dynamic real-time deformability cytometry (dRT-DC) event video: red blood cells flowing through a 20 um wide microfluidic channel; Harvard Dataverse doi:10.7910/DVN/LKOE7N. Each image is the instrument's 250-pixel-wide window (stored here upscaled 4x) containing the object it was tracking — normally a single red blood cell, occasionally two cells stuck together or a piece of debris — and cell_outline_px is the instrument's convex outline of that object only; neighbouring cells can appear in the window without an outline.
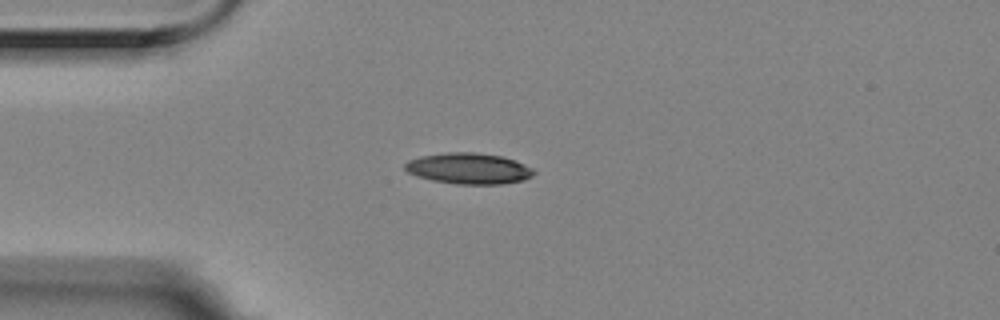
{"species": "Egyptian fruit bat (a non-hibernating species)", "species_latin": "Rousettus aegyptiacus", "temperature_condition": "room temperature", "stored_images_in_passage": 1, "camera_frame_rate_fps": 3000, "um_per_image_px": 0.085, "animal": {"sex": "female"}, "frame": {"image": 1, "passage_image": 1, "time_ms": 0.0, "image_size_px": [1000, 320], "cell_outline_px": [[536, 172], [532, 176], [524, 180], [500, 184], [456, 184], [432, 180], [416, 176], [408, 172], [404, 168], [404, 164], [408, 160], [420, 156], [444, 152], [476, 152], [500, 156], [524, 164], [532, 168]], "centroid_in_image_um": [39.81, 14.32], "position_along_channel_um": 45.2, "area_um2": 23.29}}